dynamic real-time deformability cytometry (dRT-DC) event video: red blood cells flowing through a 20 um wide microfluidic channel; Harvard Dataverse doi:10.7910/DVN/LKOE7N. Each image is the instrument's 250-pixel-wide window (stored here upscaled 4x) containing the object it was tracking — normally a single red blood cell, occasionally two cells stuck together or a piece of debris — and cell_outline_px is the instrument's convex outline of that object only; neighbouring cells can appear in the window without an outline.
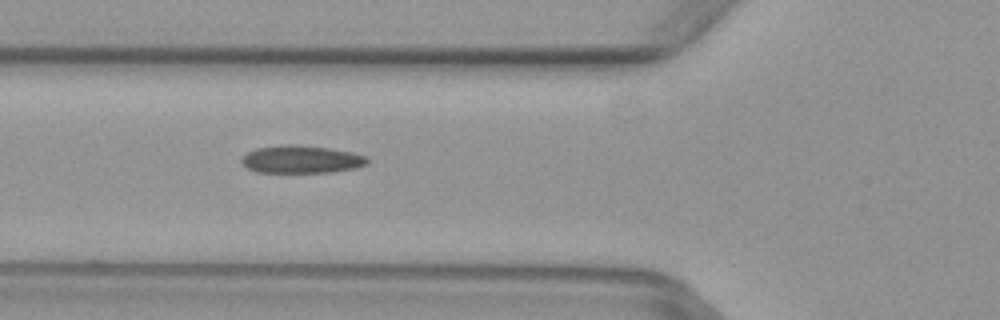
{"species": "common noctule bat (a hibernating species)", "species_latin": "Nyctalus noctula", "temperature_condition": "warm", "stored_images_in_passage": 4, "camera_frame_rate_fps": 3000, "um_per_image_px": 0.085, "animal": {"sex": "female", "body_mass_g": 29.2, "forearm_length_mm": 56.3}, "frame": {"image": 1, "passage_image": 4, "time_ms": 1.0, "image_size_px": [1000, 320], "cell_outline_px": [[368, 164], [356, 168], [332, 172], [256, 172], [248, 168], [240, 160], [248, 152], [256, 148], [284, 144], [296, 144], [328, 148], [352, 152], [364, 156], [368, 160]], "centroid_in_image_um": [25.62, 13.54], "position_along_channel_um": 100.2, "area_um2": 20.23}}